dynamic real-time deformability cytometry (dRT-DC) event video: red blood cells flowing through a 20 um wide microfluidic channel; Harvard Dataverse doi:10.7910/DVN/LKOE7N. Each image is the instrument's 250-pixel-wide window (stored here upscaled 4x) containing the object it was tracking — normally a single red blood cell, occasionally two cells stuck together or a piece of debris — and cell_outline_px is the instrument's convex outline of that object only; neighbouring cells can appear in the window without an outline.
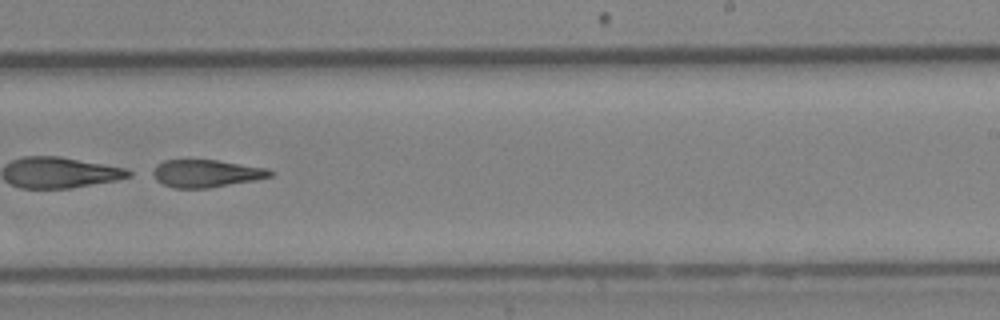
{"species": "Egyptian fruit bat (a non-hibernating species)", "species_latin": "Rousettus aegyptiacus", "temperature_condition": "cold", "stored_images_in_passage": 50, "segment_of_instrument_passage": [2, 2], "camera_frame_rate_fps": 3000, "um_per_image_px": 0.085, "animal": {"sex": "female"}, "frame": {"image": 1, "passage_image": 32, "time_ms": 10.333, "image_size_px": [1000, 320], "cell_outline_px": [[272, 176], [256, 180], [208, 188], [172, 188], [156, 180], [148, 172], [156, 164], [164, 160], [216, 160], [268, 168], [272, 172]], "centroid_in_image_um": [17.46, 14.74], "position_along_channel_um": 271.5, "area_um2": 19.02}}